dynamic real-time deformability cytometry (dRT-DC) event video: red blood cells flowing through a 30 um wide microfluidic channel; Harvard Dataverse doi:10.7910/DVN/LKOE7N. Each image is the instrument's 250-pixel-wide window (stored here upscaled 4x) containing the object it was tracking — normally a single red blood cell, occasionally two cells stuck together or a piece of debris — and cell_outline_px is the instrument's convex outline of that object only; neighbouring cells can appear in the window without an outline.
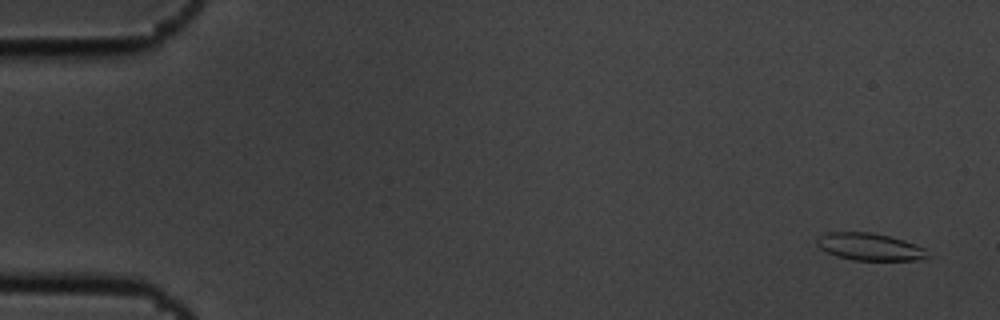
{"species": "common noctule bat (a hibernating species)", "species_latin": "Nyctalus noctula", "temperature_condition": "cold", "stored_images_in_passage": 5, "camera_frame_rate_fps": 3000, "um_per_image_px": 0.085, "animal": {"sex": "male", "body_mass_g": 19.5, "forearm_length_mm": 54.6}, "frame": {"image": 1, "passage_image": 1, "time_ms": 0.0, "image_size_px": [1000, 320], "cell_outline_px": [[928, 256], [916, 260], [852, 260], [836, 256], [820, 248], [816, 244], [816, 240], [820, 236], [828, 232], [872, 232], [904, 240], [916, 244], [924, 248]], "centroid_in_image_um": [73.89, 20.97], "position_along_channel_um": 11.1, "area_um2": 17.46}}